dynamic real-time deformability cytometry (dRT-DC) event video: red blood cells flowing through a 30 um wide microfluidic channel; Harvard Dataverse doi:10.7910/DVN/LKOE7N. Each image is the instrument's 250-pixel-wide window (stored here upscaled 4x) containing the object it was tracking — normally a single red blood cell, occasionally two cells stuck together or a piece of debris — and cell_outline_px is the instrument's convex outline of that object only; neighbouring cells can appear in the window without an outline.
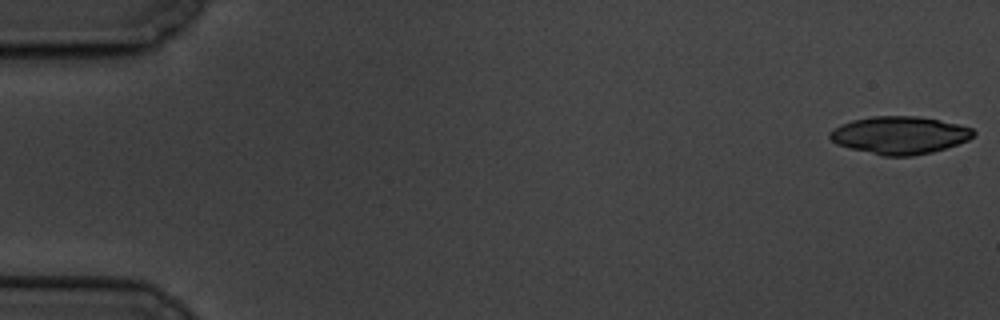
{"species": "common noctule bat (a hibernating species)", "species_latin": "Nyctalus noctula", "temperature_condition": "cold", "stored_images_in_passage": 5, "camera_frame_rate_fps": 3000, "um_per_image_px": 0.085, "animal": {"sex": "male", "body_mass_g": 19.5, "forearm_length_mm": 54.6}, "frame": {"image": 1, "passage_image": 1, "time_ms": 0.0, "image_size_px": [1000, 320], "cell_outline_px": [[976, 132], [968, 140], [932, 152], [912, 156], [880, 156], [836, 144], [828, 136], [828, 132], [840, 124], [852, 120], [872, 116], [920, 116], [956, 124], [972, 128]], "centroid_in_image_um": [76.42, 11.49], "position_along_channel_um": 8.6, "area_um2": 31.44}}